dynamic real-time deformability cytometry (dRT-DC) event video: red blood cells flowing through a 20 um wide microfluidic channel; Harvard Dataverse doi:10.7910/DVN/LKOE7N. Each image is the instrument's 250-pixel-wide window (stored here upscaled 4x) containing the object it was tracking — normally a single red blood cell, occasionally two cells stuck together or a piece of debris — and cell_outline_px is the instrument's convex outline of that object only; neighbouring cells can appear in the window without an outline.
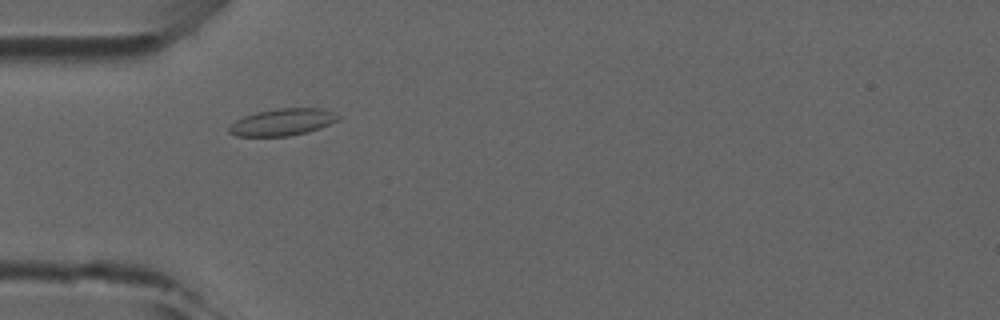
{"species": "common noctule bat (a hibernating species)", "species_latin": "Nyctalus noctula", "temperature_condition": "room temperature", "stored_images_in_passage": 20, "camera_frame_rate_fps": 3000, "um_per_image_px": 0.085, "animal": {"sex": "male", "forearm_length_mm": 52.5}, "frame": {"image": 1, "passage_image": 11, "time_ms": 3.333, "image_size_px": [1000, 320], "cell_outline_px": [[340, 120], [320, 128], [308, 132], [288, 136], [236, 136], [228, 132], [228, 128], [236, 120], [244, 116], [256, 112], [276, 108], [324, 108], [336, 112], [340, 116]], "centroid_in_image_um": [24.06, 10.37], "position_along_channel_um": 60.9, "area_um2": 17.34}}
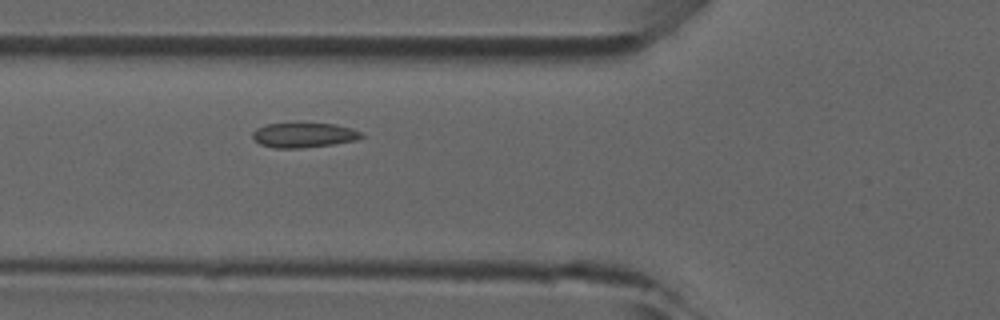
{"frame": {"image": 2, "passage_image": 14, "time_ms": 4.333, "image_size_px": [1000, 320], "cell_outline_px": [[364, 136], [356, 140], [332, 144], [300, 148], [276, 148], [260, 144], [252, 136], [252, 132], [256, 128], [268, 124], [296, 120], [336, 124], [352, 128], [360, 132]], "centroid_in_image_um": [25.8, 11.42], "position_along_channel_um": 100.0, "area_um2": 16.42}}